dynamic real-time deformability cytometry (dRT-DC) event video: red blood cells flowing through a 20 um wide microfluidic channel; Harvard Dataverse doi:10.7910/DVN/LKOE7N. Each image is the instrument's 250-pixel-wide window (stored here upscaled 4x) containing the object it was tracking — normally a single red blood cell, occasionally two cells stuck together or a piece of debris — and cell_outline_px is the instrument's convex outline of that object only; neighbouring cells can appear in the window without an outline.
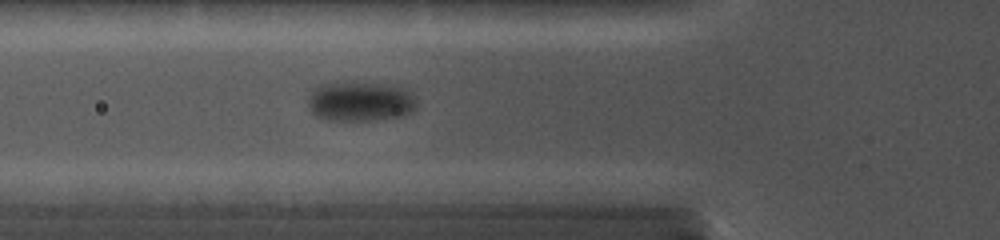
{"species": "common noctule bat (a hibernating species)", "species_latin": "Nyctalus noctula", "temperature_condition": "cold", "stored_images_in_passage": 14, "camera_frame_rate_fps": 5000, "um_per_image_px": 0.085, "animal": {"sex": "female", "body_mass_g": 19.0, "forearm_length_mm": 56.7}, "frame": {"image": 1, "passage_image": 4, "time_ms": 1.2, "image_size_px": [1000, 240], "cell_outline_px": [[412, 108], [408, 112], [400, 116], [368, 120], [328, 120], [320, 116], [312, 108], [308, 92], [312, 88], [320, 84], [332, 80], [372, 80], [400, 84], [412, 92]], "centroid_in_image_um": [30.61, 8.49], "position_along_channel_um": 95.2, "area_um2": 25.89}}
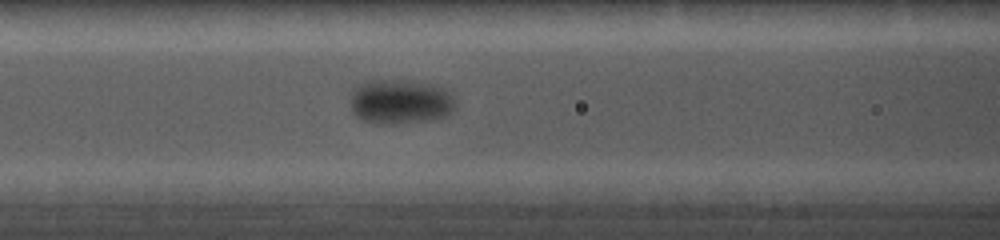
{"frame": {"image": 2, "passage_image": 7, "time_ms": 2.2, "image_size_px": [1000, 240], "cell_outline_px": [[452, 108], [444, 116], [392, 124], [380, 124], [364, 120], [352, 108], [352, 96], [356, 84], [364, 80], [408, 80], [436, 84], [448, 92], [452, 100]], "centroid_in_image_um": [33.96, 8.59], "position_along_channel_um": 132.6, "area_um2": 26.53}}